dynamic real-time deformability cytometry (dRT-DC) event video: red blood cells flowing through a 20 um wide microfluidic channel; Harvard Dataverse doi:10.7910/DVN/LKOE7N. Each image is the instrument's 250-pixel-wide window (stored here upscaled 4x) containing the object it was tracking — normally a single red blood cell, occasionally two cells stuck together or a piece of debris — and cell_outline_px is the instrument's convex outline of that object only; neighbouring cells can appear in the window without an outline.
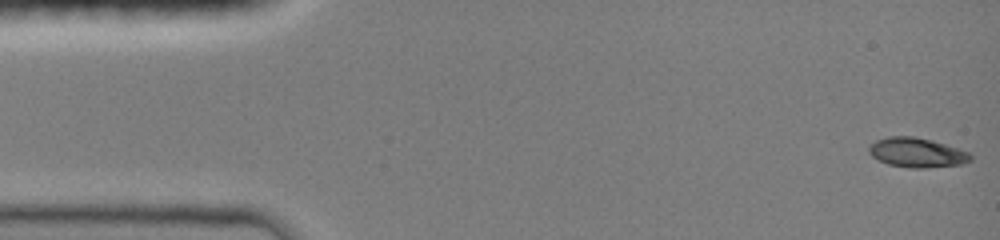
{"species": "common noctule bat (a hibernating species)", "species_latin": "Nyctalus noctula", "temperature_condition": "room temperature", "stored_images_in_passage": 47, "camera_frame_rate_fps": 3000, "um_per_image_px": 0.085, "animal": {"sex": "female", "body_mass_g": 19.0, "forearm_length_mm": 51.5}, "frame": {"image": 1, "passage_image": 1, "time_ms": 0.0, "image_size_px": [1000, 240], "cell_outline_px": [[972, 160], [960, 164], [924, 168], [912, 168], [888, 164], [872, 156], [868, 152], [868, 148], [876, 140], [888, 136], [912, 136], [932, 140], [968, 152], [972, 156]], "centroid_in_image_um": [77.92, 12.96], "position_along_channel_um": 7.1, "area_um2": 17.28}}
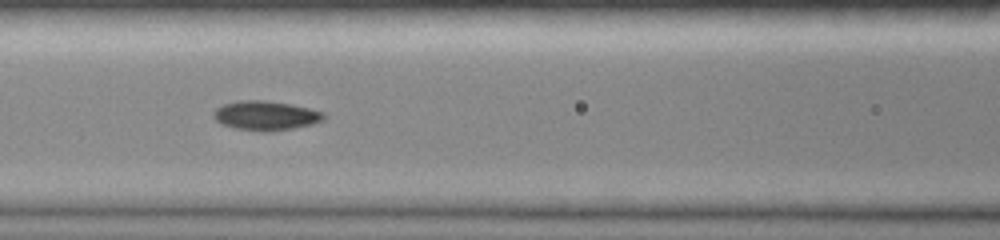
{"frame": {"image": 2, "passage_image": 20, "time_ms": 6.333, "image_size_px": [1000, 240], "cell_outline_px": [[324, 120], [312, 124], [292, 128], [264, 132], [236, 128], [220, 124], [212, 116], [212, 112], [216, 108], [224, 104], [240, 100], [264, 100], [288, 104], [308, 108], [324, 112]], "centroid_in_image_um": [22.54, 9.82], "position_along_channel_um": 144.1, "area_um2": 18.73}}
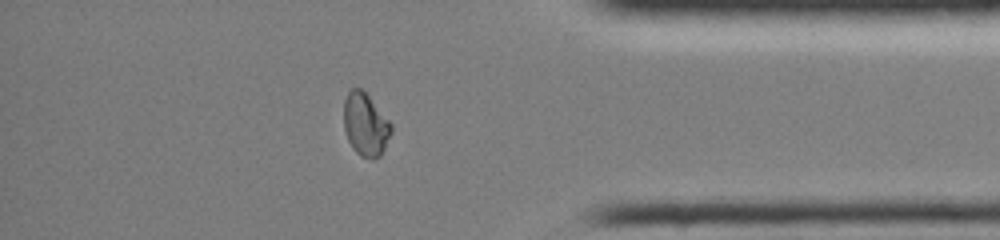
{"frame": {"image": 3, "passage_image": 40, "time_ms": 13.0, "image_size_px": [1000, 240], "cell_outline_px": [[392, 132], [380, 156], [372, 160], [360, 156], [352, 148], [348, 140], [344, 128], [344, 100], [348, 92], [352, 88], [360, 88], [368, 96], [392, 124]], "centroid_in_image_um": [31.06, 10.62], "position_along_channel_um": 404.1, "area_um2": 17.28}, "authors_computed_cell_mechanics": {"area_um2": 17.6868, "velocity_mm_per_s": 4.0786, "shape_relaxation_time_tau1_ms": 5.282, "shape_relaxation_time_tau2_ms": 0.615, "deformation_change_tau1": 0.1987, "deformation_change_tau2": 0.0307}}